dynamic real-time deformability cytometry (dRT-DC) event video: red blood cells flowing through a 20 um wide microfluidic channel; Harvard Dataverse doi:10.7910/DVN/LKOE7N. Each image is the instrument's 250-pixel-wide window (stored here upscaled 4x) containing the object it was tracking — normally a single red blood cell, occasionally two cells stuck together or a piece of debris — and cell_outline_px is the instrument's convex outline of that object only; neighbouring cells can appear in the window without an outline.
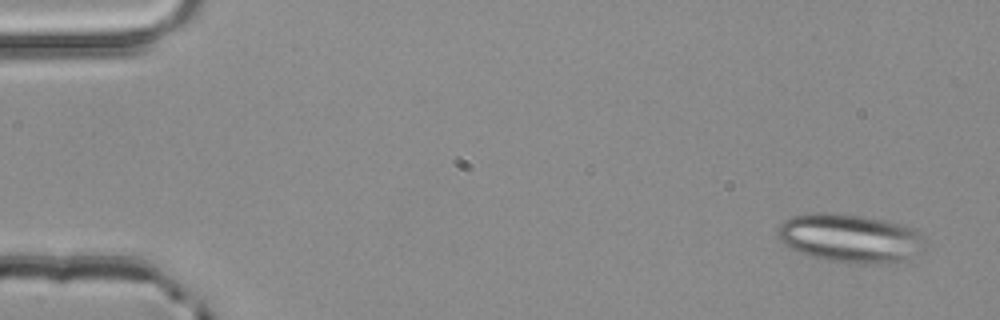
{"species": "common noctule bat (a hibernating species)", "species_latin": "Nyctalus noctula", "temperature_condition": "room temperature", "stored_images_in_passage": 2, "camera_frame_rate_fps": 3000, "um_per_image_px": 0.085, "animal": {"sex": "male", "body_mass_g": 20.4}, "frame": {"image": 1, "passage_image": 2, "time_ms": 0.333, "image_size_px": [1000, 320], "cell_outline_px": [[924, 252], [896, 264], [864, 264], [828, 260], [808, 256], [796, 252], [784, 244], [776, 236], [776, 232], [780, 224], [784, 220], [792, 216], [808, 212], [828, 212], [860, 216], [884, 220], [900, 224], [912, 228], [920, 232], [924, 240]], "centroid_in_image_um": [72.26, 20.26], "position_along_channel_um": 12.7, "area_um2": 42.43}}